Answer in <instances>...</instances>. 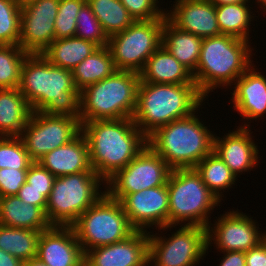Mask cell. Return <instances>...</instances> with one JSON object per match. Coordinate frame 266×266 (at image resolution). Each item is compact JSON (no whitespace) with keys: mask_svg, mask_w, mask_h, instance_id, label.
Instances as JSON below:
<instances>
[{"mask_svg":"<svg viewBox=\"0 0 266 266\" xmlns=\"http://www.w3.org/2000/svg\"><path fill=\"white\" fill-rule=\"evenodd\" d=\"M87 0H59L55 39L75 36L77 15Z\"/></svg>","mask_w":266,"mask_h":266,"instance_id":"8d00e7d4","label":"cell"},{"mask_svg":"<svg viewBox=\"0 0 266 266\" xmlns=\"http://www.w3.org/2000/svg\"><path fill=\"white\" fill-rule=\"evenodd\" d=\"M223 253L225 255L219 266H246L245 252L228 251Z\"/></svg>","mask_w":266,"mask_h":266,"instance_id":"7bdbcfd3","label":"cell"},{"mask_svg":"<svg viewBox=\"0 0 266 266\" xmlns=\"http://www.w3.org/2000/svg\"><path fill=\"white\" fill-rule=\"evenodd\" d=\"M225 213L216 221L214 228L211 225L207 227L208 247L213 240L216 248L222 252H246L265 239L253 217L234 210Z\"/></svg>","mask_w":266,"mask_h":266,"instance_id":"2e32d148","label":"cell"},{"mask_svg":"<svg viewBox=\"0 0 266 266\" xmlns=\"http://www.w3.org/2000/svg\"><path fill=\"white\" fill-rule=\"evenodd\" d=\"M253 65L232 84L235 85L233 107L247 120H255L266 113V76L255 71Z\"/></svg>","mask_w":266,"mask_h":266,"instance_id":"7402d4cb","label":"cell"},{"mask_svg":"<svg viewBox=\"0 0 266 266\" xmlns=\"http://www.w3.org/2000/svg\"><path fill=\"white\" fill-rule=\"evenodd\" d=\"M203 38L176 27L165 17L162 30V45L192 74L200 58Z\"/></svg>","mask_w":266,"mask_h":266,"instance_id":"d4e9b609","label":"cell"},{"mask_svg":"<svg viewBox=\"0 0 266 266\" xmlns=\"http://www.w3.org/2000/svg\"><path fill=\"white\" fill-rule=\"evenodd\" d=\"M75 36L91 41L98 47H106L109 37L86 2L77 15Z\"/></svg>","mask_w":266,"mask_h":266,"instance_id":"d590c367","label":"cell"},{"mask_svg":"<svg viewBox=\"0 0 266 266\" xmlns=\"http://www.w3.org/2000/svg\"><path fill=\"white\" fill-rule=\"evenodd\" d=\"M0 225L44 231L51 227L45 211L17 195L0 197Z\"/></svg>","mask_w":266,"mask_h":266,"instance_id":"cb8c5ba5","label":"cell"},{"mask_svg":"<svg viewBox=\"0 0 266 266\" xmlns=\"http://www.w3.org/2000/svg\"><path fill=\"white\" fill-rule=\"evenodd\" d=\"M246 3L216 6L217 23L221 34L248 41L251 15Z\"/></svg>","mask_w":266,"mask_h":266,"instance_id":"4dcf8cb0","label":"cell"},{"mask_svg":"<svg viewBox=\"0 0 266 266\" xmlns=\"http://www.w3.org/2000/svg\"><path fill=\"white\" fill-rule=\"evenodd\" d=\"M169 194L168 227L188 221V225L209 226V213L221 202L204 184L194 168L173 169L167 180Z\"/></svg>","mask_w":266,"mask_h":266,"instance_id":"52a82bcc","label":"cell"},{"mask_svg":"<svg viewBox=\"0 0 266 266\" xmlns=\"http://www.w3.org/2000/svg\"><path fill=\"white\" fill-rule=\"evenodd\" d=\"M209 1L213 3L215 6L250 2V0H209Z\"/></svg>","mask_w":266,"mask_h":266,"instance_id":"f6af8a7d","label":"cell"},{"mask_svg":"<svg viewBox=\"0 0 266 266\" xmlns=\"http://www.w3.org/2000/svg\"><path fill=\"white\" fill-rule=\"evenodd\" d=\"M32 163L20 136H0V169H28Z\"/></svg>","mask_w":266,"mask_h":266,"instance_id":"e575fe53","label":"cell"},{"mask_svg":"<svg viewBox=\"0 0 266 266\" xmlns=\"http://www.w3.org/2000/svg\"><path fill=\"white\" fill-rule=\"evenodd\" d=\"M27 55L19 45L0 44V89L19 87L21 67Z\"/></svg>","mask_w":266,"mask_h":266,"instance_id":"d6a6232c","label":"cell"},{"mask_svg":"<svg viewBox=\"0 0 266 266\" xmlns=\"http://www.w3.org/2000/svg\"><path fill=\"white\" fill-rule=\"evenodd\" d=\"M72 227L83 253L122 241L135 231L121 203L106 192L79 216Z\"/></svg>","mask_w":266,"mask_h":266,"instance_id":"9c48e42d","label":"cell"},{"mask_svg":"<svg viewBox=\"0 0 266 266\" xmlns=\"http://www.w3.org/2000/svg\"><path fill=\"white\" fill-rule=\"evenodd\" d=\"M36 258L48 266H84V253L72 226L41 231Z\"/></svg>","mask_w":266,"mask_h":266,"instance_id":"ac0fdd59","label":"cell"},{"mask_svg":"<svg viewBox=\"0 0 266 266\" xmlns=\"http://www.w3.org/2000/svg\"><path fill=\"white\" fill-rule=\"evenodd\" d=\"M100 182L96 172L56 177L45 209L51 226H72L105 193L99 190Z\"/></svg>","mask_w":266,"mask_h":266,"instance_id":"ba28073f","label":"cell"},{"mask_svg":"<svg viewBox=\"0 0 266 266\" xmlns=\"http://www.w3.org/2000/svg\"><path fill=\"white\" fill-rule=\"evenodd\" d=\"M40 231L0 225V249L23 263L37 256Z\"/></svg>","mask_w":266,"mask_h":266,"instance_id":"f1b7e54d","label":"cell"},{"mask_svg":"<svg viewBox=\"0 0 266 266\" xmlns=\"http://www.w3.org/2000/svg\"><path fill=\"white\" fill-rule=\"evenodd\" d=\"M19 91L32 112L80 119V91L71 70L53 66L41 54H28L21 67Z\"/></svg>","mask_w":266,"mask_h":266,"instance_id":"6da1fadb","label":"cell"},{"mask_svg":"<svg viewBox=\"0 0 266 266\" xmlns=\"http://www.w3.org/2000/svg\"><path fill=\"white\" fill-rule=\"evenodd\" d=\"M194 169L219 201L222 199L221 190L224 191L226 188L231 187L237 179L230 168L214 151L204 157Z\"/></svg>","mask_w":266,"mask_h":266,"instance_id":"f546056e","label":"cell"},{"mask_svg":"<svg viewBox=\"0 0 266 266\" xmlns=\"http://www.w3.org/2000/svg\"><path fill=\"white\" fill-rule=\"evenodd\" d=\"M24 266H48V265L35 257L30 261L24 262Z\"/></svg>","mask_w":266,"mask_h":266,"instance_id":"bcb514c9","label":"cell"},{"mask_svg":"<svg viewBox=\"0 0 266 266\" xmlns=\"http://www.w3.org/2000/svg\"><path fill=\"white\" fill-rule=\"evenodd\" d=\"M257 3H260L261 7L266 10V0H257Z\"/></svg>","mask_w":266,"mask_h":266,"instance_id":"c3c4849f","label":"cell"},{"mask_svg":"<svg viewBox=\"0 0 266 266\" xmlns=\"http://www.w3.org/2000/svg\"><path fill=\"white\" fill-rule=\"evenodd\" d=\"M51 190H36L25 182L20 188L17 196L25 203L41 207L44 211Z\"/></svg>","mask_w":266,"mask_h":266,"instance_id":"60d3db41","label":"cell"},{"mask_svg":"<svg viewBox=\"0 0 266 266\" xmlns=\"http://www.w3.org/2000/svg\"><path fill=\"white\" fill-rule=\"evenodd\" d=\"M134 21L165 19V9H159L158 0H120Z\"/></svg>","mask_w":266,"mask_h":266,"instance_id":"74e56055","label":"cell"},{"mask_svg":"<svg viewBox=\"0 0 266 266\" xmlns=\"http://www.w3.org/2000/svg\"><path fill=\"white\" fill-rule=\"evenodd\" d=\"M140 74L117 70L80 91V124L93 120L132 118L137 104Z\"/></svg>","mask_w":266,"mask_h":266,"instance_id":"8992f818","label":"cell"},{"mask_svg":"<svg viewBox=\"0 0 266 266\" xmlns=\"http://www.w3.org/2000/svg\"><path fill=\"white\" fill-rule=\"evenodd\" d=\"M207 228L181 225L172 237H158L149 232V264L155 266H195L206 254Z\"/></svg>","mask_w":266,"mask_h":266,"instance_id":"8fae6325","label":"cell"},{"mask_svg":"<svg viewBox=\"0 0 266 266\" xmlns=\"http://www.w3.org/2000/svg\"><path fill=\"white\" fill-rule=\"evenodd\" d=\"M149 232L135 230L126 239L87 250L84 266H149Z\"/></svg>","mask_w":266,"mask_h":266,"instance_id":"e0dca14e","label":"cell"},{"mask_svg":"<svg viewBox=\"0 0 266 266\" xmlns=\"http://www.w3.org/2000/svg\"><path fill=\"white\" fill-rule=\"evenodd\" d=\"M21 5L17 0H0V44L18 45Z\"/></svg>","mask_w":266,"mask_h":266,"instance_id":"836d02e7","label":"cell"},{"mask_svg":"<svg viewBox=\"0 0 266 266\" xmlns=\"http://www.w3.org/2000/svg\"><path fill=\"white\" fill-rule=\"evenodd\" d=\"M165 19L134 21L109 37L107 47L117 70L140 73L149 57L162 45Z\"/></svg>","mask_w":266,"mask_h":266,"instance_id":"30bf717a","label":"cell"},{"mask_svg":"<svg viewBox=\"0 0 266 266\" xmlns=\"http://www.w3.org/2000/svg\"><path fill=\"white\" fill-rule=\"evenodd\" d=\"M55 176L38 162H33L28 170L26 182L36 190H52Z\"/></svg>","mask_w":266,"mask_h":266,"instance_id":"ab89813d","label":"cell"},{"mask_svg":"<svg viewBox=\"0 0 266 266\" xmlns=\"http://www.w3.org/2000/svg\"><path fill=\"white\" fill-rule=\"evenodd\" d=\"M108 37L124 31L134 19L120 0H87Z\"/></svg>","mask_w":266,"mask_h":266,"instance_id":"1f68e13d","label":"cell"},{"mask_svg":"<svg viewBox=\"0 0 266 266\" xmlns=\"http://www.w3.org/2000/svg\"><path fill=\"white\" fill-rule=\"evenodd\" d=\"M246 266H266V239L245 252Z\"/></svg>","mask_w":266,"mask_h":266,"instance_id":"b9f144b4","label":"cell"},{"mask_svg":"<svg viewBox=\"0 0 266 266\" xmlns=\"http://www.w3.org/2000/svg\"><path fill=\"white\" fill-rule=\"evenodd\" d=\"M33 1H36V0H17V2L21 5V6H24L30 2H33Z\"/></svg>","mask_w":266,"mask_h":266,"instance_id":"7dc6e473","label":"cell"},{"mask_svg":"<svg viewBox=\"0 0 266 266\" xmlns=\"http://www.w3.org/2000/svg\"><path fill=\"white\" fill-rule=\"evenodd\" d=\"M248 43L247 40L224 34L203 38L199 62L192 76L205 98L212 89L235 84L252 66L250 58L253 49Z\"/></svg>","mask_w":266,"mask_h":266,"instance_id":"277c9868","label":"cell"},{"mask_svg":"<svg viewBox=\"0 0 266 266\" xmlns=\"http://www.w3.org/2000/svg\"><path fill=\"white\" fill-rule=\"evenodd\" d=\"M171 170L165 160L146 145L126 167L105 182L108 186L105 192L119 201L124 195L165 185Z\"/></svg>","mask_w":266,"mask_h":266,"instance_id":"7c38bea8","label":"cell"},{"mask_svg":"<svg viewBox=\"0 0 266 266\" xmlns=\"http://www.w3.org/2000/svg\"><path fill=\"white\" fill-rule=\"evenodd\" d=\"M81 132L77 118L32 112L20 137L29 158L37 162L48 152L69 143Z\"/></svg>","mask_w":266,"mask_h":266,"instance_id":"4fadbf2b","label":"cell"},{"mask_svg":"<svg viewBox=\"0 0 266 266\" xmlns=\"http://www.w3.org/2000/svg\"><path fill=\"white\" fill-rule=\"evenodd\" d=\"M121 203L130 225L135 230L147 231L155 225L156 229L168 227L169 194L167 183L124 195Z\"/></svg>","mask_w":266,"mask_h":266,"instance_id":"9a60e30c","label":"cell"},{"mask_svg":"<svg viewBox=\"0 0 266 266\" xmlns=\"http://www.w3.org/2000/svg\"><path fill=\"white\" fill-rule=\"evenodd\" d=\"M59 0H36L21 6L19 46L28 54H41L55 40Z\"/></svg>","mask_w":266,"mask_h":266,"instance_id":"5bb4252c","label":"cell"},{"mask_svg":"<svg viewBox=\"0 0 266 266\" xmlns=\"http://www.w3.org/2000/svg\"><path fill=\"white\" fill-rule=\"evenodd\" d=\"M174 3L166 16L176 27L201 38L221 35L216 6L209 0H176Z\"/></svg>","mask_w":266,"mask_h":266,"instance_id":"d6986e66","label":"cell"},{"mask_svg":"<svg viewBox=\"0 0 266 266\" xmlns=\"http://www.w3.org/2000/svg\"><path fill=\"white\" fill-rule=\"evenodd\" d=\"M37 162L55 177L95 172L90 165L88 142L82 132L69 143L48 152Z\"/></svg>","mask_w":266,"mask_h":266,"instance_id":"44dd1931","label":"cell"},{"mask_svg":"<svg viewBox=\"0 0 266 266\" xmlns=\"http://www.w3.org/2000/svg\"><path fill=\"white\" fill-rule=\"evenodd\" d=\"M117 71L108 47H99L73 70L75 87L82 91L86 86L97 83Z\"/></svg>","mask_w":266,"mask_h":266,"instance_id":"83f0119b","label":"cell"},{"mask_svg":"<svg viewBox=\"0 0 266 266\" xmlns=\"http://www.w3.org/2000/svg\"><path fill=\"white\" fill-rule=\"evenodd\" d=\"M204 98L195 83L156 84L140 80L132 119L148 137L157 128L197 112Z\"/></svg>","mask_w":266,"mask_h":266,"instance_id":"3957f363","label":"cell"},{"mask_svg":"<svg viewBox=\"0 0 266 266\" xmlns=\"http://www.w3.org/2000/svg\"><path fill=\"white\" fill-rule=\"evenodd\" d=\"M245 124L228 133L224 138L214 137L213 151L236 177L240 172H248L249 169L256 167L260 158L258 146L252 140L249 124Z\"/></svg>","mask_w":266,"mask_h":266,"instance_id":"ffe728a7","label":"cell"},{"mask_svg":"<svg viewBox=\"0 0 266 266\" xmlns=\"http://www.w3.org/2000/svg\"><path fill=\"white\" fill-rule=\"evenodd\" d=\"M140 80L156 84L195 83L192 73L161 45L139 73Z\"/></svg>","mask_w":266,"mask_h":266,"instance_id":"603a6c76","label":"cell"},{"mask_svg":"<svg viewBox=\"0 0 266 266\" xmlns=\"http://www.w3.org/2000/svg\"><path fill=\"white\" fill-rule=\"evenodd\" d=\"M0 266H24V263L20 259L0 249Z\"/></svg>","mask_w":266,"mask_h":266,"instance_id":"ee69618b","label":"cell"},{"mask_svg":"<svg viewBox=\"0 0 266 266\" xmlns=\"http://www.w3.org/2000/svg\"><path fill=\"white\" fill-rule=\"evenodd\" d=\"M98 48L91 41L73 36L55 39L41 55L53 66L72 71Z\"/></svg>","mask_w":266,"mask_h":266,"instance_id":"4316f807","label":"cell"},{"mask_svg":"<svg viewBox=\"0 0 266 266\" xmlns=\"http://www.w3.org/2000/svg\"><path fill=\"white\" fill-rule=\"evenodd\" d=\"M31 113L18 88L0 89V136H20Z\"/></svg>","mask_w":266,"mask_h":266,"instance_id":"484cf974","label":"cell"},{"mask_svg":"<svg viewBox=\"0 0 266 266\" xmlns=\"http://www.w3.org/2000/svg\"><path fill=\"white\" fill-rule=\"evenodd\" d=\"M192 115L157 128L147 145L173 169L194 168L214 148V136Z\"/></svg>","mask_w":266,"mask_h":266,"instance_id":"5b68a950","label":"cell"},{"mask_svg":"<svg viewBox=\"0 0 266 266\" xmlns=\"http://www.w3.org/2000/svg\"><path fill=\"white\" fill-rule=\"evenodd\" d=\"M89 146L91 168L106 182L147 145L132 118L93 120L81 125Z\"/></svg>","mask_w":266,"mask_h":266,"instance_id":"7a4b0ae2","label":"cell"},{"mask_svg":"<svg viewBox=\"0 0 266 266\" xmlns=\"http://www.w3.org/2000/svg\"><path fill=\"white\" fill-rule=\"evenodd\" d=\"M28 169H0V197L17 195L26 182Z\"/></svg>","mask_w":266,"mask_h":266,"instance_id":"f35d334b","label":"cell"}]
</instances>
